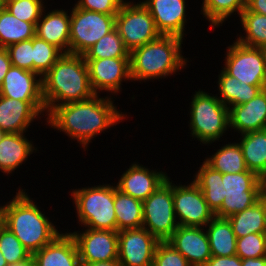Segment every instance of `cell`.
I'll use <instances>...</instances> for the list:
<instances>
[{"instance_id": "cell-1", "label": "cell", "mask_w": 266, "mask_h": 266, "mask_svg": "<svg viewBox=\"0 0 266 266\" xmlns=\"http://www.w3.org/2000/svg\"><path fill=\"white\" fill-rule=\"evenodd\" d=\"M124 118L111 98L95 94L86 100L55 106L46 119L52 128L65 132L85 148L98 133Z\"/></svg>"}, {"instance_id": "cell-2", "label": "cell", "mask_w": 266, "mask_h": 266, "mask_svg": "<svg viewBox=\"0 0 266 266\" xmlns=\"http://www.w3.org/2000/svg\"><path fill=\"white\" fill-rule=\"evenodd\" d=\"M95 94L83 55L64 53L42 77V97L47 113L55 106L86 100Z\"/></svg>"}, {"instance_id": "cell-3", "label": "cell", "mask_w": 266, "mask_h": 266, "mask_svg": "<svg viewBox=\"0 0 266 266\" xmlns=\"http://www.w3.org/2000/svg\"><path fill=\"white\" fill-rule=\"evenodd\" d=\"M3 212L4 226L14 233L31 255L60 234L54 224L21 189L12 201L3 206Z\"/></svg>"}, {"instance_id": "cell-4", "label": "cell", "mask_w": 266, "mask_h": 266, "mask_svg": "<svg viewBox=\"0 0 266 266\" xmlns=\"http://www.w3.org/2000/svg\"><path fill=\"white\" fill-rule=\"evenodd\" d=\"M181 37L161 35L154 41L130 52L131 80H151L167 77L187 64L181 54Z\"/></svg>"}, {"instance_id": "cell-5", "label": "cell", "mask_w": 266, "mask_h": 266, "mask_svg": "<svg viewBox=\"0 0 266 266\" xmlns=\"http://www.w3.org/2000/svg\"><path fill=\"white\" fill-rule=\"evenodd\" d=\"M79 222L91 229L117 231L114 209V186L99 185L73 190Z\"/></svg>"}, {"instance_id": "cell-6", "label": "cell", "mask_w": 266, "mask_h": 266, "mask_svg": "<svg viewBox=\"0 0 266 266\" xmlns=\"http://www.w3.org/2000/svg\"><path fill=\"white\" fill-rule=\"evenodd\" d=\"M190 110L191 134L203 144L219 140L230 127L229 108L218 96L199 90L192 98Z\"/></svg>"}, {"instance_id": "cell-7", "label": "cell", "mask_w": 266, "mask_h": 266, "mask_svg": "<svg viewBox=\"0 0 266 266\" xmlns=\"http://www.w3.org/2000/svg\"><path fill=\"white\" fill-rule=\"evenodd\" d=\"M222 183L224 200L214 213L220 218H229L255 204L260 191L266 185V182L252 171L222 174Z\"/></svg>"}, {"instance_id": "cell-8", "label": "cell", "mask_w": 266, "mask_h": 266, "mask_svg": "<svg viewBox=\"0 0 266 266\" xmlns=\"http://www.w3.org/2000/svg\"><path fill=\"white\" fill-rule=\"evenodd\" d=\"M166 179L143 201V226L159 241H167L179 224L173 206V184Z\"/></svg>"}, {"instance_id": "cell-9", "label": "cell", "mask_w": 266, "mask_h": 266, "mask_svg": "<svg viewBox=\"0 0 266 266\" xmlns=\"http://www.w3.org/2000/svg\"><path fill=\"white\" fill-rule=\"evenodd\" d=\"M116 15L72 8L70 14L69 53L83 55L103 36L115 28Z\"/></svg>"}, {"instance_id": "cell-10", "label": "cell", "mask_w": 266, "mask_h": 266, "mask_svg": "<svg viewBox=\"0 0 266 266\" xmlns=\"http://www.w3.org/2000/svg\"><path fill=\"white\" fill-rule=\"evenodd\" d=\"M115 28L130 52L161 36L152 15L141 2H124L116 14Z\"/></svg>"}, {"instance_id": "cell-11", "label": "cell", "mask_w": 266, "mask_h": 266, "mask_svg": "<svg viewBox=\"0 0 266 266\" xmlns=\"http://www.w3.org/2000/svg\"><path fill=\"white\" fill-rule=\"evenodd\" d=\"M223 70L240 82L266 86V50L248 47L236 41L230 45Z\"/></svg>"}, {"instance_id": "cell-12", "label": "cell", "mask_w": 266, "mask_h": 266, "mask_svg": "<svg viewBox=\"0 0 266 266\" xmlns=\"http://www.w3.org/2000/svg\"><path fill=\"white\" fill-rule=\"evenodd\" d=\"M173 206L180 220L178 224L182 226H206L215 217L202 191L193 181L187 186L173 184Z\"/></svg>"}, {"instance_id": "cell-13", "label": "cell", "mask_w": 266, "mask_h": 266, "mask_svg": "<svg viewBox=\"0 0 266 266\" xmlns=\"http://www.w3.org/2000/svg\"><path fill=\"white\" fill-rule=\"evenodd\" d=\"M160 241L144 227L118 232V260L121 266H152Z\"/></svg>"}, {"instance_id": "cell-14", "label": "cell", "mask_w": 266, "mask_h": 266, "mask_svg": "<svg viewBox=\"0 0 266 266\" xmlns=\"http://www.w3.org/2000/svg\"><path fill=\"white\" fill-rule=\"evenodd\" d=\"M77 244L81 263L118 260V232L88 228L70 233Z\"/></svg>"}, {"instance_id": "cell-15", "label": "cell", "mask_w": 266, "mask_h": 266, "mask_svg": "<svg viewBox=\"0 0 266 266\" xmlns=\"http://www.w3.org/2000/svg\"><path fill=\"white\" fill-rule=\"evenodd\" d=\"M92 89L118 93L122 80H131L130 58L85 59Z\"/></svg>"}, {"instance_id": "cell-16", "label": "cell", "mask_w": 266, "mask_h": 266, "mask_svg": "<svg viewBox=\"0 0 266 266\" xmlns=\"http://www.w3.org/2000/svg\"><path fill=\"white\" fill-rule=\"evenodd\" d=\"M45 110L44 101H22L0 96V129L5 133H24L36 116Z\"/></svg>"}, {"instance_id": "cell-17", "label": "cell", "mask_w": 266, "mask_h": 266, "mask_svg": "<svg viewBox=\"0 0 266 266\" xmlns=\"http://www.w3.org/2000/svg\"><path fill=\"white\" fill-rule=\"evenodd\" d=\"M202 227L179 225L167 240L192 266H204L212 257L209 239Z\"/></svg>"}, {"instance_id": "cell-18", "label": "cell", "mask_w": 266, "mask_h": 266, "mask_svg": "<svg viewBox=\"0 0 266 266\" xmlns=\"http://www.w3.org/2000/svg\"><path fill=\"white\" fill-rule=\"evenodd\" d=\"M141 3L149 10L161 35L184 37L185 0H145Z\"/></svg>"}, {"instance_id": "cell-19", "label": "cell", "mask_w": 266, "mask_h": 266, "mask_svg": "<svg viewBox=\"0 0 266 266\" xmlns=\"http://www.w3.org/2000/svg\"><path fill=\"white\" fill-rule=\"evenodd\" d=\"M168 176L164 172L149 170L140 164H132L118 182L117 189L140 201L147 199Z\"/></svg>"}, {"instance_id": "cell-20", "label": "cell", "mask_w": 266, "mask_h": 266, "mask_svg": "<svg viewBox=\"0 0 266 266\" xmlns=\"http://www.w3.org/2000/svg\"><path fill=\"white\" fill-rule=\"evenodd\" d=\"M0 96L22 101H43L42 78L33 71L11 65L0 86Z\"/></svg>"}, {"instance_id": "cell-21", "label": "cell", "mask_w": 266, "mask_h": 266, "mask_svg": "<svg viewBox=\"0 0 266 266\" xmlns=\"http://www.w3.org/2000/svg\"><path fill=\"white\" fill-rule=\"evenodd\" d=\"M230 127L241 134L266 129V88L250 101L229 108Z\"/></svg>"}, {"instance_id": "cell-22", "label": "cell", "mask_w": 266, "mask_h": 266, "mask_svg": "<svg viewBox=\"0 0 266 266\" xmlns=\"http://www.w3.org/2000/svg\"><path fill=\"white\" fill-rule=\"evenodd\" d=\"M32 257L37 266H81L76 241L67 232L59 234Z\"/></svg>"}, {"instance_id": "cell-23", "label": "cell", "mask_w": 266, "mask_h": 266, "mask_svg": "<svg viewBox=\"0 0 266 266\" xmlns=\"http://www.w3.org/2000/svg\"><path fill=\"white\" fill-rule=\"evenodd\" d=\"M42 16L43 13L36 23L35 35L56 46L63 53H69L70 15L57 9Z\"/></svg>"}, {"instance_id": "cell-24", "label": "cell", "mask_w": 266, "mask_h": 266, "mask_svg": "<svg viewBox=\"0 0 266 266\" xmlns=\"http://www.w3.org/2000/svg\"><path fill=\"white\" fill-rule=\"evenodd\" d=\"M24 133H5L0 141V170L10 174L34 152L32 142Z\"/></svg>"}, {"instance_id": "cell-25", "label": "cell", "mask_w": 266, "mask_h": 266, "mask_svg": "<svg viewBox=\"0 0 266 266\" xmlns=\"http://www.w3.org/2000/svg\"><path fill=\"white\" fill-rule=\"evenodd\" d=\"M241 135L239 145L248 170L266 182V129Z\"/></svg>"}, {"instance_id": "cell-26", "label": "cell", "mask_w": 266, "mask_h": 266, "mask_svg": "<svg viewBox=\"0 0 266 266\" xmlns=\"http://www.w3.org/2000/svg\"><path fill=\"white\" fill-rule=\"evenodd\" d=\"M212 256L236 255V235L227 218L214 217L205 226Z\"/></svg>"}, {"instance_id": "cell-27", "label": "cell", "mask_w": 266, "mask_h": 266, "mask_svg": "<svg viewBox=\"0 0 266 266\" xmlns=\"http://www.w3.org/2000/svg\"><path fill=\"white\" fill-rule=\"evenodd\" d=\"M218 88L220 101L228 108L244 104L254 98L266 86H255L240 82L228 75L223 69L219 75Z\"/></svg>"}, {"instance_id": "cell-28", "label": "cell", "mask_w": 266, "mask_h": 266, "mask_svg": "<svg viewBox=\"0 0 266 266\" xmlns=\"http://www.w3.org/2000/svg\"><path fill=\"white\" fill-rule=\"evenodd\" d=\"M114 211L117 219V232L143 226V202L122 193L114 187Z\"/></svg>"}, {"instance_id": "cell-29", "label": "cell", "mask_w": 266, "mask_h": 266, "mask_svg": "<svg viewBox=\"0 0 266 266\" xmlns=\"http://www.w3.org/2000/svg\"><path fill=\"white\" fill-rule=\"evenodd\" d=\"M194 178L193 182L200 188L209 208L215 213L224 200L222 173L204 161Z\"/></svg>"}, {"instance_id": "cell-30", "label": "cell", "mask_w": 266, "mask_h": 266, "mask_svg": "<svg viewBox=\"0 0 266 266\" xmlns=\"http://www.w3.org/2000/svg\"><path fill=\"white\" fill-rule=\"evenodd\" d=\"M35 28L33 23L17 19L4 8L0 11V47L7 48L9 45L33 38Z\"/></svg>"}, {"instance_id": "cell-31", "label": "cell", "mask_w": 266, "mask_h": 266, "mask_svg": "<svg viewBox=\"0 0 266 266\" xmlns=\"http://www.w3.org/2000/svg\"><path fill=\"white\" fill-rule=\"evenodd\" d=\"M227 219L236 238H241L251 233H266L263 208L259 201Z\"/></svg>"}, {"instance_id": "cell-32", "label": "cell", "mask_w": 266, "mask_h": 266, "mask_svg": "<svg viewBox=\"0 0 266 266\" xmlns=\"http://www.w3.org/2000/svg\"><path fill=\"white\" fill-rule=\"evenodd\" d=\"M205 162L222 174L249 171L239 143L226 144Z\"/></svg>"}, {"instance_id": "cell-33", "label": "cell", "mask_w": 266, "mask_h": 266, "mask_svg": "<svg viewBox=\"0 0 266 266\" xmlns=\"http://www.w3.org/2000/svg\"><path fill=\"white\" fill-rule=\"evenodd\" d=\"M240 19L246 37L241 36L236 41L248 47L266 48V16L245 8L240 14Z\"/></svg>"}, {"instance_id": "cell-34", "label": "cell", "mask_w": 266, "mask_h": 266, "mask_svg": "<svg viewBox=\"0 0 266 266\" xmlns=\"http://www.w3.org/2000/svg\"><path fill=\"white\" fill-rule=\"evenodd\" d=\"M83 56L85 59L130 58V51L114 28L90 47Z\"/></svg>"}, {"instance_id": "cell-35", "label": "cell", "mask_w": 266, "mask_h": 266, "mask_svg": "<svg viewBox=\"0 0 266 266\" xmlns=\"http://www.w3.org/2000/svg\"><path fill=\"white\" fill-rule=\"evenodd\" d=\"M246 0H203L202 12L214 29L234 12L245 9Z\"/></svg>"}, {"instance_id": "cell-36", "label": "cell", "mask_w": 266, "mask_h": 266, "mask_svg": "<svg viewBox=\"0 0 266 266\" xmlns=\"http://www.w3.org/2000/svg\"><path fill=\"white\" fill-rule=\"evenodd\" d=\"M63 54L59 48L35 35L33 37V72L42 78Z\"/></svg>"}, {"instance_id": "cell-37", "label": "cell", "mask_w": 266, "mask_h": 266, "mask_svg": "<svg viewBox=\"0 0 266 266\" xmlns=\"http://www.w3.org/2000/svg\"><path fill=\"white\" fill-rule=\"evenodd\" d=\"M0 251L8 265L22 262L31 256V253L6 226L0 229Z\"/></svg>"}, {"instance_id": "cell-38", "label": "cell", "mask_w": 266, "mask_h": 266, "mask_svg": "<svg viewBox=\"0 0 266 266\" xmlns=\"http://www.w3.org/2000/svg\"><path fill=\"white\" fill-rule=\"evenodd\" d=\"M236 255L241 259L266 256V233H251L237 238Z\"/></svg>"}, {"instance_id": "cell-39", "label": "cell", "mask_w": 266, "mask_h": 266, "mask_svg": "<svg viewBox=\"0 0 266 266\" xmlns=\"http://www.w3.org/2000/svg\"><path fill=\"white\" fill-rule=\"evenodd\" d=\"M42 0H17L5 6L10 13L19 20L28 23H36L44 12Z\"/></svg>"}, {"instance_id": "cell-40", "label": "cell", "mask_w": 266, "mask_h": 266, "mask_svg": "<svg viewBox=\"0 0 266 266\" xmlns=\"http://www.w3.org/2000/svg\"><path fill=\"white\" fill-rule=\"evenodd\" d=\"M11 65L33 71V38L9 45Z\"/></svg>"}, {"instance_id": "cell-41", "label": "cell", "mask_w": 266, "mask_h": 266, "mask_svg": "<svg viewBox=\"0 0 266 266\" xmlns=\"http://www.w3.org/2000/svg\"><path fill=\"white\" fill-rule=\"evenodd\" d=\"M152 266H192L169 242L157 244Z\"/></svg>"}, {"instance_id": "cell-42", "label": "cell", "mask_w": 266, "mask_h": 266, "mask_svg": "<svg viewBox=\"0 0 266 266\" xmlns=\"http://www.w3.org/2000/svg\"><path fill=\"white\" fill-rule=\"evenodd\" d=\"M124 2V0H79L75 5L88 11L116 15Z\"/></svg>"}, {"instance_id": "cell-43", "label": "cell", "mask_w": 266, "mask_h": 266, "mask_svg": "<svg viewBox=\"0 0 266 266\" xmlns=\"http://www.w3.org/2000/svg\"><path fill=\"white\" fill-rule=\"evenodd\" d=\"M204 266H242V261L237 255L212 256Z\"/></svg>"}, {"instance_id": "cell-44", "label": "cell", "mask_w": 266, "mask_h": 266, "mask_svg": "<svg viewBox=\"0 0 266 266\" xmlns=\"http://www.w3.org/2000/svg\"><path fill=\"white\" fill-rule=\"evenodd\" d=\"M11 67V61L6 48L0 47V86L3 83L4 77Z\"/></svg>"}, {"instance_id": "cell-45", "label": "cell", "mask_w": 266, "mask_h": 266, "mask_svg": "<svg viewBox=\"0 0 266 266\" xmlns=\"http://www.w3.org/2000/svg\"><path fill=\"white\" fill-rule=\"evenodd\" d=\"M245 8L248 11L266 16V0H246Z\"/></svg>"}, {"instance_id": "cell-46", "label": "cell", "mask_w": 266, "mask_h": 266, "mask_svg": "<svg viewBox=\"0 0 266 266\" xmlns=\"http://www.w3.org/2000/svg\"><path fill=\"white\" fill-rule=\"evenodd\" d=\"M242 266H266V256L260 258L241 259Z\"/></svg>"}, {"instance_id": "cell-47", "label": "cell", "mask_w": 266, "mask_h": 266, "mask_svg": "<svg viewBox=\"0 0 266 266\" xmlns=\"http://www.w3.org/2000/svg\"><path fill=\"white\" fill-rule=\"evenodd\" d=\"M81 266H121L119 260L98 261L93 263H81Z\"/></svg>"}, {"instance_id": "cell-48", "label": "cell", "mask_w": 266, "mask_h": 266, "mask_svg": "<svg viewBox=\"0 0 266 266\" xmlns=\"http://www.w3.org/2000/svg\"><path fill=\"white\" fill-rule=\"evenodd\" d=\"M258 201L263 208V215H264V221H265V226H266V185L260 191L259 196H258Z\"/></svg>"}, {"instance_id": "cell-49", "label": "cell", "mask_w": 266, "mask_h": 266, "mask_svg": "<svg viewBox=\"0 0 266 266\" xmlns=\"http://www.w3.org/2000/svg\"><path fill=\"white\" fill-rule=\"evenodd\" d=\"M8 266H37V265H36L34 258L31 255L28 259H26L22 262L9 264Z\"/></svg>"}, {"instance_id": "cell-50", "label": "cell", "mask_w": 266, "mask_h": 266, "mask_svg": "<svg viewBox=\"0 0 266 266\" xmlns=\"http://www.w3.org/2000/svg\"><path fill=\"white\" fill-rule=\"evenodd\" d=\"M4 226L3 206L0 205V229Z\"/></svg>"}, {"instance_id": "cell-51", "label": "cell", "mask_w": 266, "mask_h": 266, "mask_svg": "<svg viewBox=\"0 0 266 266\" xmlns=\"http://www.w3.org/2000/svg\"><path fill=\"white\" fill-rule=\"evenodd\" d=\"M0 266H8L5 258L3 257L2 252L0 251Z\"/></svg>"}, {"instance_id": "cell-52", "label": "cell", "mask_w": 266, "mask_h": 266, "mask_svg": "<svg viewBox=\"0 0 266 266\" xmlns=\"http://www.w3.org/2000/svg\"><path fill=\"white\" fill-rule=\"evenodd\" d=\"M2 1H3L4 6H6L7 4L17 1V0H2Z\"/></svg>"}, {"instance_id": "cell-53", "label": "cell", "mask_w": 266, "mask_h": 266, "mask_svg": "<svg viewBox=\"0 0 266 266\" xmlns=\"http://www.w3.org/2000/svg\"><path fill=\"white\" fill-rule=\"evenodd\" d=\"M4 8H5V6H4V4H3V1L0 0V11H2Z\"/></svg>"}, {"instance_id": "cell-54", "label": "cell", "mask_w": 266, "mask_h": 266, "mask_svg": "<svg viewBox=\"0 0 266 266\" xmlns=\"http://www.w3.org/2000/svg\"><path fill=\"white\" fill-rule=\"evenodd\" d=\"M5 135V132L3 130L0 129V141L2 139V137Z\"/></svg>"}]
</instances>
